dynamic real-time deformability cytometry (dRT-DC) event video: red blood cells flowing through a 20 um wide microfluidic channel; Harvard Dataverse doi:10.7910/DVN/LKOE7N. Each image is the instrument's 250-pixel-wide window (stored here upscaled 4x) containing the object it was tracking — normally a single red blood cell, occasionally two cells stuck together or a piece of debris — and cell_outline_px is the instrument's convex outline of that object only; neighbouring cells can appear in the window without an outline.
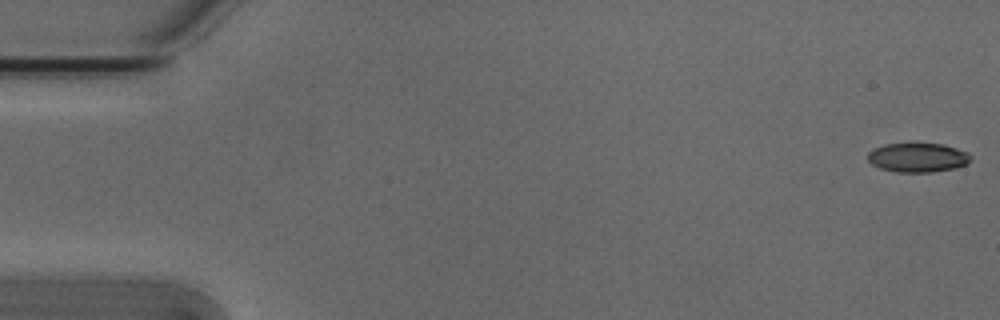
{"species": "Egyptian fruit bat (a non-hibernating species)", "species_latin": "Rousettus aegyptiacus", "temperature_condition": "cold", "stored_images_in_passage": 15, "camera_frame_rate_fps": 3000, "um_per_image_px": 0.085, "animal": {"sex": "male"}, "frame": {"image": 1, "passage_image": 1, "time_ms": 0.0, "image_size_px": [1000, 320], "cell_outline_px": [[972, 160], [968, 164], [956, 168], [932, 172], [896, 172], [880, 168], [872, 164], [868, 160], [868, 152], [872, 148], [884, 144], [944, 144], [968, 152], [972, 156]], "centroid_in_image_um": [78.03, 13.39], "position_along_channel_um": 7.0, "area_um2": 17.69}}
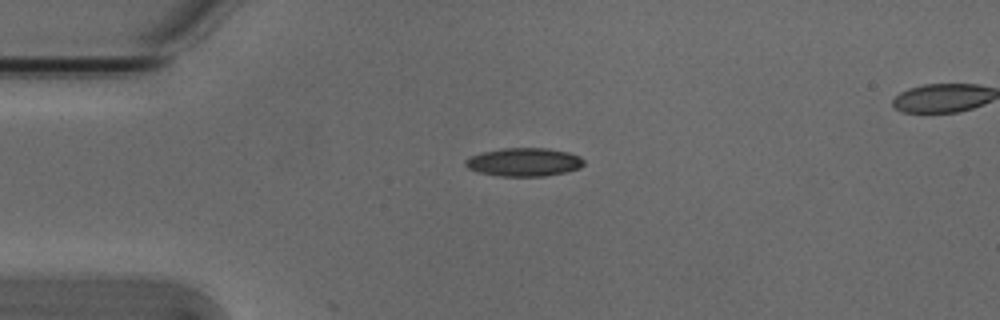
{"frame": {"image": 2, "passage_image": 13, "time_ms": 4.0, "image_size_px": [1000, 320], "cell_outline_px": [[584, 164], [580, 168], [564, 172], [544, 176], [500, 176], [480, 172], [468, 168], [464, 164], [464, 160], [472, 156], [484, 152], [504, 148], [548, 148], [568, 152], [580, 156], [584, 160]], "centroid_in_image_um": [44.57, 13.77], "position_along_channel_um": 40.4, "area_um2": 19.42}}